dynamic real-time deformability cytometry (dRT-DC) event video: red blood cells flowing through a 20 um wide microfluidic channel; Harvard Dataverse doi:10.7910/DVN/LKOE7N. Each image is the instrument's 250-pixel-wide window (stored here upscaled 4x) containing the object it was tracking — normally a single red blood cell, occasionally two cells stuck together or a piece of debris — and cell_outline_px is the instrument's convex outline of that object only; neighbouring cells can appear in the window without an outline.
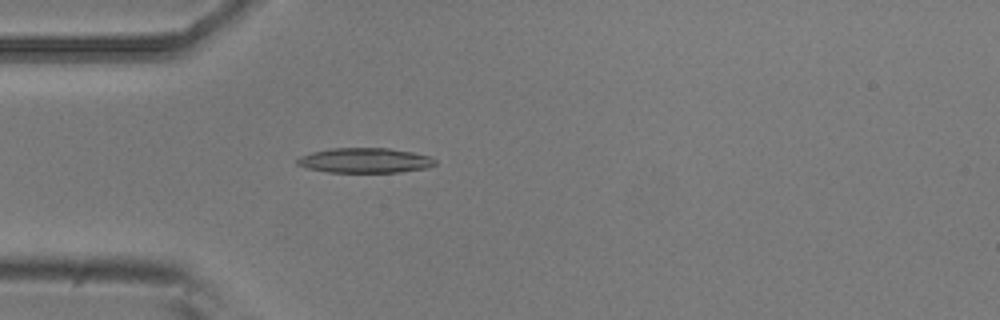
{"species": "common noctule bat (a hibernating species)", "species_latin": "Nyctalus noctula", "temperature_condition": "room temperature", "stored_images_in_passage": 4, "camera_frame_rate_fps": 3000, "um_per_image_px": 0.085, "animal": {"sex": "male", "body_mass_g": 20.5, "forearm_length_mm": 52.5}, "frame": {"image": 1, "passage_image": 4, "time_ms": 1.0, "image_size_px": [1000, 320], "cell_outline_px": [[436, 164], [428, 168], [400, 172], [328, 172], [304, 168], [296, 164], [296, 160], [300, 156], [312, 152], [332, 148], [388, 148], [412, 152], [428, 156], [436, 160]], "centroid_in_image_um": [31.0, 13.64], "position_along_channel_um": 54.0, "area_um2": 20.11}}